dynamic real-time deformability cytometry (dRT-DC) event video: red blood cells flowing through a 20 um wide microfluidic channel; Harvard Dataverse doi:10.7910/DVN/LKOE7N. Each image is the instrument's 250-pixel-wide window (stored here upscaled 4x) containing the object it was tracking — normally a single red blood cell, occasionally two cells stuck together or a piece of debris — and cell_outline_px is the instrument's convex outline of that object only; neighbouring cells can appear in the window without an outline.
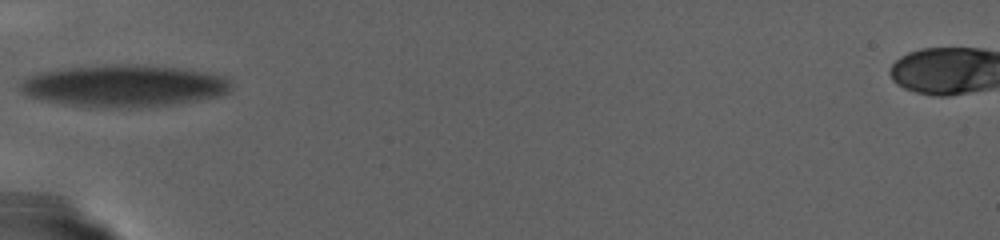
{"species": "human", "species_latin": "Homo sapiens", "temperature_condition": "warm", "stored_images_in_passage": 65, "camera_frame_rate_fps": 3000, "um_per_image_px": 0.085, "donor": {"sex": "female"}, "frame": {"image": 1, "passage_image": 1, "time_ms": 0.0, "image_size_px": [1000, 240], "cell_outline_px": [[228, 92], [220, 96], [156, 108], [100, 108], [64, 104], [40, 100], [28, 96], [20, 92], [20, 84], [24, 76], [40, 72], [64, 68], [104, 64], [140, 64], [204, 72], [216, 76], [224, 80], [228, 84]], "centroid_in_image_um": [10.4, 7.32], "position_along_channel_um": 74.6, "area_um2": 52.02}}
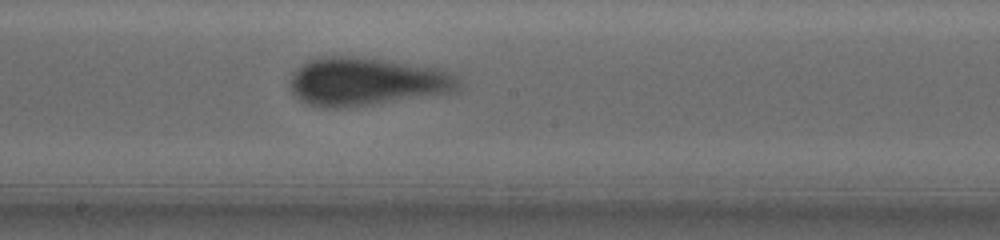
{"frame": {"image": 2, "passage_image": 22, "time_ms": 7.0, "image_size_px": [1000, 240], "cell_outline_px": [[460, 88], [452, 92], [348, 108], [316, 108], [300, 100], [292, 92], [288, 80], [292, 72], [300, 64], [308, 60], [320, 56], [352, 56], [380, 60], [432, 68], [448, 72], [460, 80]], "centroid_in_image_um": [31.03, 6.96], "position_along_channel_um": 217.2, "area_um2": 47.22}}
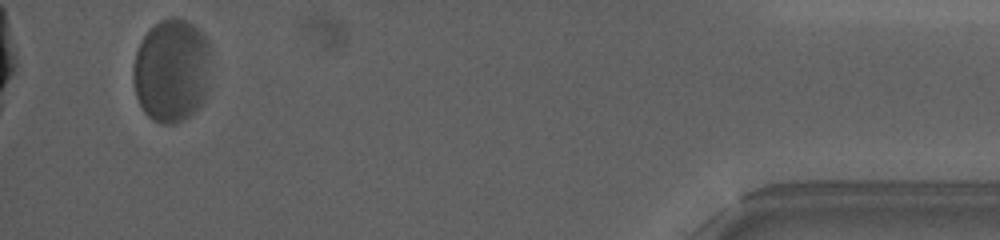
{"frame": {"image": 3, "passage_image": 61, "time_ms": 20.0, "image_size_px": [1000, 240], "cell_outline_px": [[212, 56], [204, 100], [184, 120], [176, 124], [164, 124], [152, 120], [144, 112], [136, 96], [132, 76], [132, 72], [136, 52], [144, 36], [160, 20], [172, 16], [184, 20], [192, 24], [204, 32], [208, 40]], "centroid_in_image_um": [14.6, 5.98], "position_along_channel_um": 420.6, "area_um2": 47.16}}